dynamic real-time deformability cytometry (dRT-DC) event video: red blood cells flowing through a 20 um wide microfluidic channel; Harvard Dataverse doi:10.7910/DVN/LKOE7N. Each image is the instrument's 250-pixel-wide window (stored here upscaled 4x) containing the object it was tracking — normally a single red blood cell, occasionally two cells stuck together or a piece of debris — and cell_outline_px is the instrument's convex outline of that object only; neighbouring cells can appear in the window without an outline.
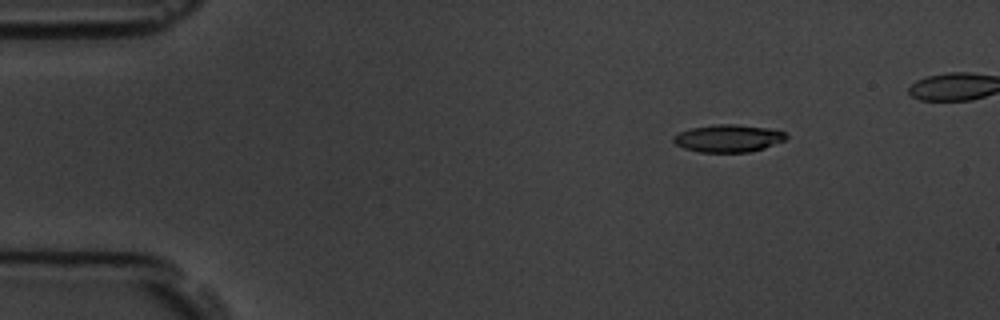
{"species": "common noctule bat (a hibernating species)", "species_latin": "Nyctalus noctula", "temperature_condition": "room temperature", "stored_images_in_passage": 6, "camera_frame_rate_fps": 3000, "um_per_image_px": 0.085, "animal": {"sex": "male", "body_mass_g": 19.5, "forearm_length_mm": 54.6}, "frame": {"image": 1, "passage_image": 2, "time_ms": 1.333, "image_size_px": [1000, 320], "cell_outline_px": [[788, 136], [784, 140], [764, 148], [748, 152], [700, 152], [684, 148], [676, 144], [672, 140], [672, 136], [680, 132], [692, 128], [712, 124], [736, 124], [768, 128], [784, 132]], "centroid_in_image_um": [61.88, 11.75], "position_along_channel_um": 23.1, "area_um2": 17.98}}
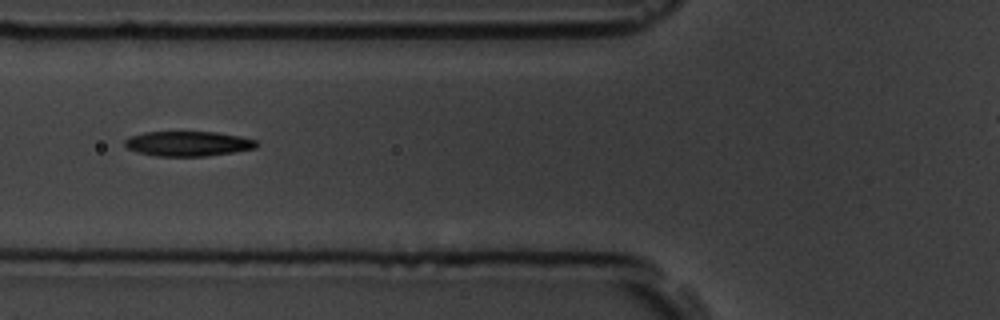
{"frame": {"image": 2, "passage_image": 5, "time_ms": 5.667, "image_size_px": [1000, 320], "cell_outline_px": [[260, 144], [256, 148], [208, 156], [156, 156], [136, 152], [128, 148], [124, 144], [124, 140], [128, 136], [144, 132], [216, 132], [240, 136], [256, 140]], "centroid_in_image_um": [15.97, 12.21], "position_along_channel_um": 109.8, "area_um2": 19.25}}
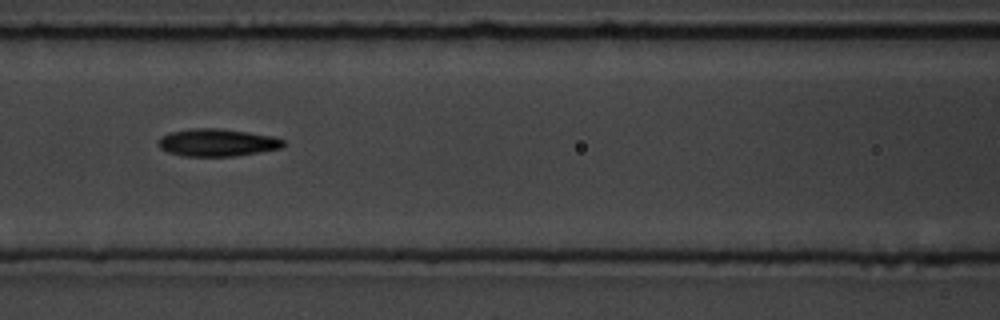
{"frame": {"image": 3, "passage_image": 6, "time_ms": 6.667, "image_size_px": [1000, 320], "cell_outline_px": [[284, 144], [280, 148], [236, 156], [184, 156], [168, 152], [160, 148], [160, 136], [172, 132], [192, 128], [216, 128], [248, 132], [272, 136], [284, 140]], "centroid_in_image_um": [18.46, 12.12], "position_along_channel_um": 148.1, "area_um2": 19.77}}